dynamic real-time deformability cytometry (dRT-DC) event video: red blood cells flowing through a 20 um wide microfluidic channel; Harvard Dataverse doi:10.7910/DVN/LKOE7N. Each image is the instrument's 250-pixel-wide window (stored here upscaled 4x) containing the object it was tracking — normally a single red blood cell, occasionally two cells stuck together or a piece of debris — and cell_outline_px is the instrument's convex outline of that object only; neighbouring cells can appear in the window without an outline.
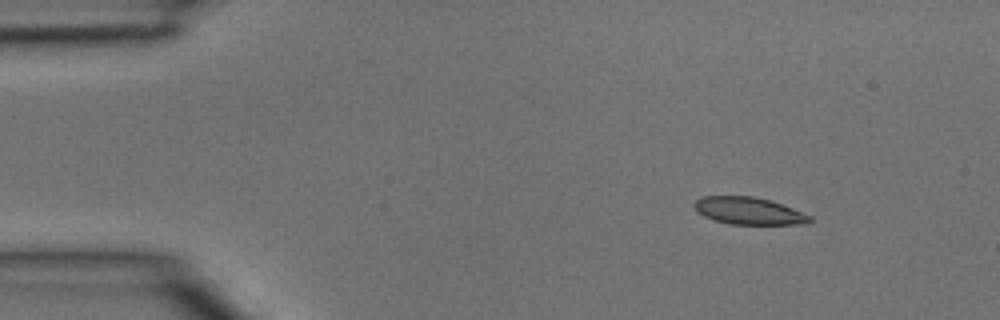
{"species": "common noctule bat (a hibernating species)", "species_latin": "Nyctalus noctula", "temperature_condition": "room temperature", "stored_images_in_passage": 3, "camera_frame_rate_fps": 3000, "um_per_image_px": 0.085, "animal": {"sex": "male", "body_mass_g": 15.6}, "frame": {"image": 1, "passage_image": 1, "time_ms": 0.0, "image_size_px": [1000, 320], "cell_outline_px": [[812, 220], [808, 224], [728, 224], [704, 216], [696, 212], [692, 204], [700, 196], [752, 196], [768, 200], [792, 208], [812, 216]], "centroid_in_image_um": [63.61, 17.92], "position_along_channel_um": 21.4, "area_um2": 18.32}}